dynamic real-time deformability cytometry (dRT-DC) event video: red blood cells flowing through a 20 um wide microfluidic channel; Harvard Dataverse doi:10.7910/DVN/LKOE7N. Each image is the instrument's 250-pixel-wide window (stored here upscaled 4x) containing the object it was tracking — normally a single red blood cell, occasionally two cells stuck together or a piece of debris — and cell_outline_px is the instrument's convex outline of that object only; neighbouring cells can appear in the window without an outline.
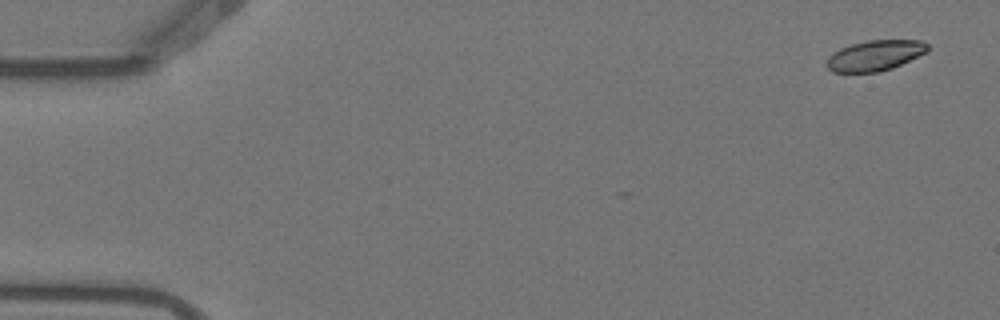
{"species": "Egyptian fruit bat (a non-hibernating species)", "species_latin": "Rousettus aegyptiacus", "temperature_condition": "warm", "stored_images_in_passage": 3, "camera_frame_rate_fps": 3000, "um_per_image_px": 0.085, "animal": {"sex": "female"}, "frame": {"image": 1, "passage_image": 1, "time_ms": 0.0, "image_size_px": [1000, 320], "cell_outline_px": [[928, 52], [892, 68], [876, 72], [832, 72], [828, 68], [828, 56], [840, 48], [852, 44], [868, 40], [920, 40], [928, 44]], "centroid_in_image_um": [74.4, 4.71], "position_along_channel_um": 10.6, "area_um2": 17.8}}